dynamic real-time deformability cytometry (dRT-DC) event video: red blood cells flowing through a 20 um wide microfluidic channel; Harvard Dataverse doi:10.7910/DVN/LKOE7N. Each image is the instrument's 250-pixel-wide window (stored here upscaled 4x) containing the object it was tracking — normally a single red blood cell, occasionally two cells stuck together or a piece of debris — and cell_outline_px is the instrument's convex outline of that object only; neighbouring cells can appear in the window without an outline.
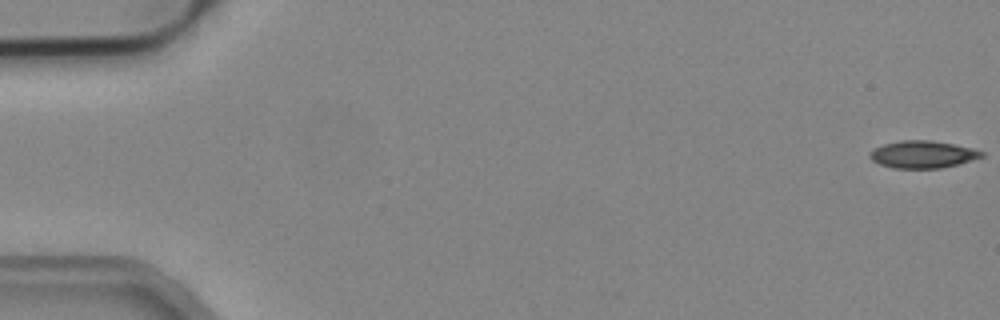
{"species": "common noctule bat (a hibernating species)", "species_latin": "Nyctalus noctula", "temperature_condition": "cold", "stored_images_in_passage": 6, "camera_frame_rate_fps": 3000, "um_per_image_px": 0.085, "animal": {"sex": "male", "body_mass_g": 19.2, "forearm_length_mm": 51.8}, "frame": {"image": 1, "passage_image": 1, "time_ms": 0.0, "image_size_px": [1000, 320], "cell_outline_px": [[984, 156], [960, 164], [940, 168], [892, 168], [880, 164], [872, 160], [868, 156], [868, 152], [884, 144], [900, 140], [932, 140], [972, 148], [984, 152]], "centroid_in_image_um": [78.42, 13.12], "position_along_channel_um": 6.6, "area_um2": 17.8}}
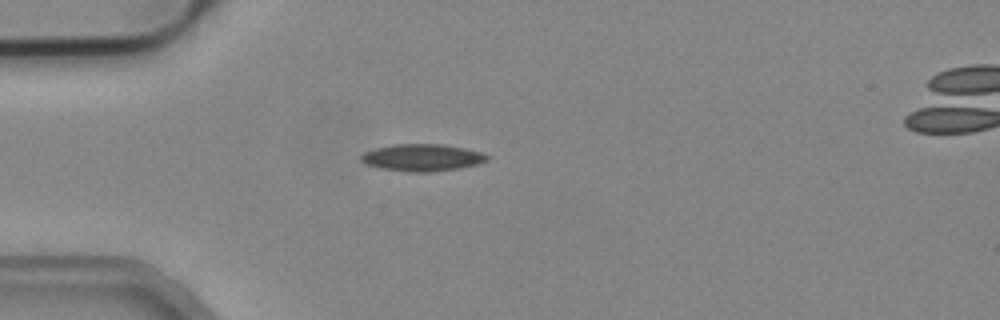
{"frame": {"image": 2, "passage_image": 5, "time_ms": 1.333, "image_size_px": [1000, 320], "cell_outline_px": [[492, 156], [488, 160], [476, 164], [460, 168], [432, 172], [408, 172], [380, 168], [364, 164], [360, 160], [360, 156], [364, 152], [376, 148], [396, 144], [440, 144], [464, 148], [480, 152]], "centroid_in_image_um": [35.88, 13.4], "position_along_channel_um": 49.1, "area_um2": 19.94}}